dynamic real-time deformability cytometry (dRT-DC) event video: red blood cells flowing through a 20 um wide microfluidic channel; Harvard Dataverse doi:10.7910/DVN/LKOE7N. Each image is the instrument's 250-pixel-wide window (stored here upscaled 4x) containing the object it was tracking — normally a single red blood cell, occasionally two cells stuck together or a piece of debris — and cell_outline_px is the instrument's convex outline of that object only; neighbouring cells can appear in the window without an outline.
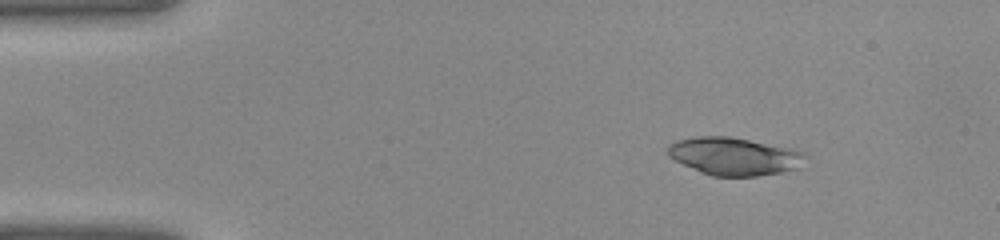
{"species": "common noctule bat (a hibernating species)", "species_latin": "Nyctalus noctula", "temperature_condition": "warm", "stored_images_in_passage": 35, "camera_frame_rate_fps": 3000, "um_per_image_px": 0.085, "animal": {"sex": "female", "body_mass_g": 22.0, "forearm_length_mm": 56.7}, "frame": {"image": 1, "passage_image": 1, "time_ms": 0.0, "image_size_px": [1000, 240], "cell_outline_px": [[808, 156], [796, 168], [780, 172], [756, 176], [712, 176], [700, 172], [668, 156], [668, 144], [676, 140], [696, 136], [728, 136], [792, 148], [804, 152]], "centroid_in_image_um": [62.39, 13.27], "position_along_channel_um": 22.6, "area_um2": 30.11}}